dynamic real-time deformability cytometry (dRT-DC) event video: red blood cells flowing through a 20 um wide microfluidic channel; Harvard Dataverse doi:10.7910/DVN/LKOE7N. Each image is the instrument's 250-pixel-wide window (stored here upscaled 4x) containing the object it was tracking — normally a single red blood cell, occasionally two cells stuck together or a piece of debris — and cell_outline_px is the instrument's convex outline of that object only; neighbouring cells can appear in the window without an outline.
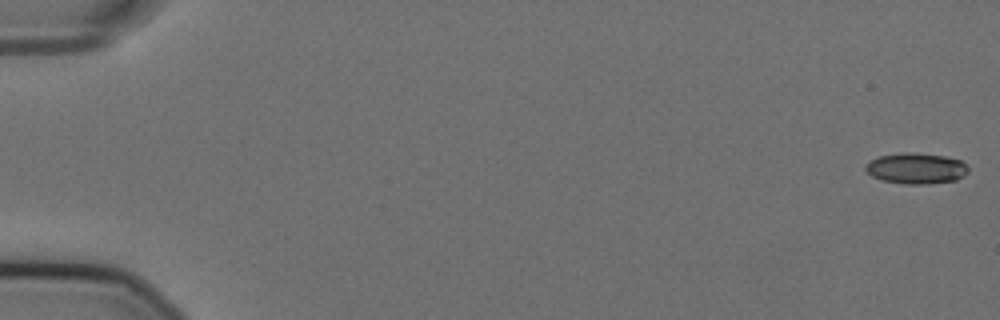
{"species": "Egyptian fruit bat (a non-hibernating species)", "species_latin": "Rousettus aegyptiacus", "temperature_condition": "cold", "stored_images_in_passage": 19, "camera_frame_rate_fps": 3000, "um_per_image_px": 0.085, "animal": {"sex": "female"}, "frame": {"image": 1, "passage_image": 1, "time_ms": 0.0, "image_size_px": [1000, 320], "cell_outline_px": [[968, 172], [964, 176], [956, 180], [928, 184], [904, 184], [880, 180], [872, 176], [864, 168], [864, 164], [868, 160], [880, 156], [904, 152], [916, 152], [944, 156], [960, 160], [968, 168]], "centroid_in_image_um": [77.84, 14.31], "position_along_channel_um": 7.2, "area_um2": 18.67}}
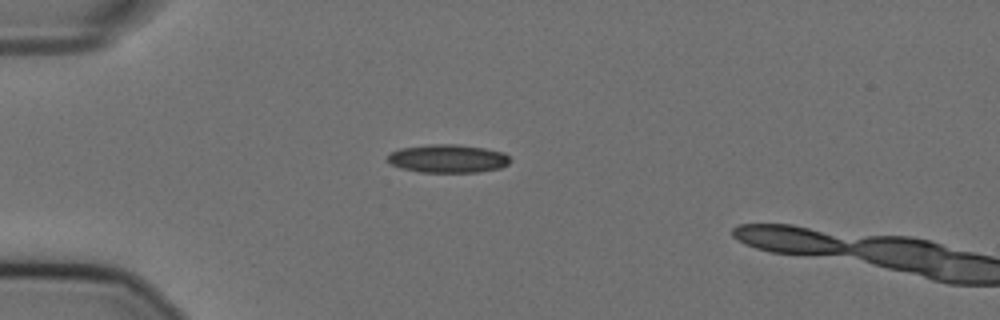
{"frame": {"image": 2, "passage_image": 16, "time_ms": 5.0, "image_size_px": [1000, 320], "cell_outline_px": [[508, 164], [500, 168], [480, 172], [420, 172], [400, 168], [392, 164], [388, 160], [388, 156], [392, 152], [400, 148], [428, 144], [456, 144], [484, 148], [504, 152], [508, 156]], "centroid_in_image_um": [38.07, 13.48], "position_along_channel_um": 46.9, "area_um2": 20.11}}